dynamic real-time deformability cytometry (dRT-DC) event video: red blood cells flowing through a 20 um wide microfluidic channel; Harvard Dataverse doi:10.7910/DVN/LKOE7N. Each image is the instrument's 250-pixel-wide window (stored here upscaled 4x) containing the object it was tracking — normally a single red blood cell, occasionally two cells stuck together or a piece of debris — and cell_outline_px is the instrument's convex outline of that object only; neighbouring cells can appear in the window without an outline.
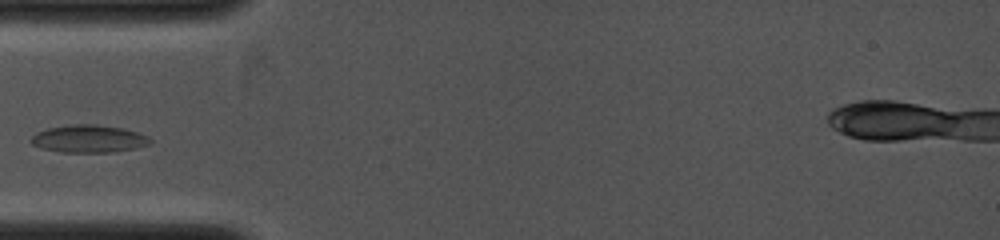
{"species": "common noctule bat (a hibernating species)", "species_latin": "Nyctalus noctula", "temperature_condition": "cold", "stored_images_in_passage": 17, "camera_frame_rate_fps": 4000, "um_per_image_px": 0.085, "animal": {"sex": "female", "body_mass_g": 19.0, "forearm_length_mm": 53.3}, "frame": {"image": 1, "passage_image": 3, "time_ms": 0.75, "image_size_px": [1000, 240], "cell_outline_px": [[152, 144], [136, 148], [112, 152], [60, 152], [40, 148], [32, 144], [28, 140], [36, 132], [48, 128], [72, 124], [96, 124], [124, 128], [148, 136], [152, 140]], "centroid_in_image_um": [7.54, 11.8], "position_along_channel_um": 77.5, "area_um2": 19.36}}
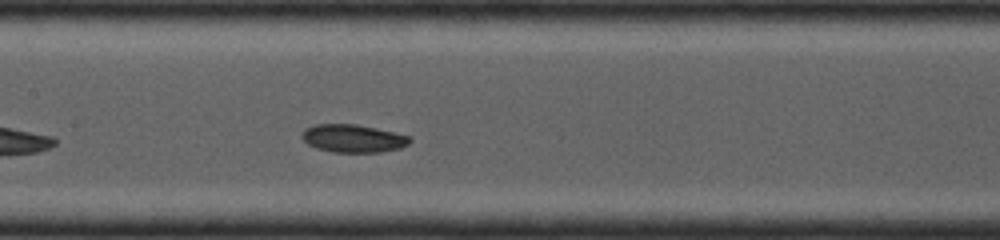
{"frame": {"image": 2, "passage_image": 9, "time_ms": 2.75, "image_size_px": [1000, 240], "cell_outline_px": [[412, 140], [408, 144], [400, 148], [380, 152], [332, 152], [316, 148], [308, 144], [300, 136], [304, 128], [316, 124], [356, 124], [396, 132], [412, 136]], "centroid_in_image_um": [30.02, 11.76], "position_along_channel_um": 177.4, "area_um2": 17.74}}
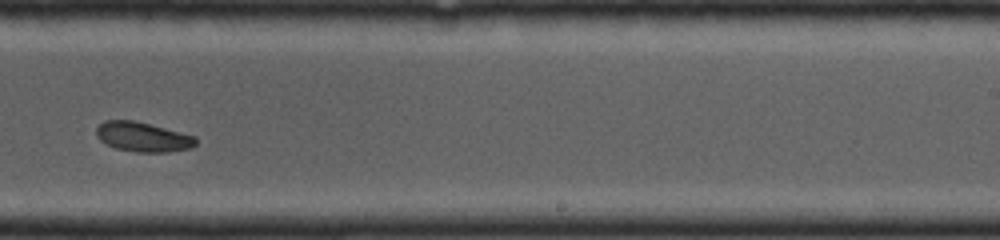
{"frame": {"image": 3, "passage_image": 15, "time_ms": 4.75, "image_size_px": [1000, 240], "cell_outline_px": [[196, 144], [188, 148], [168, 152], [136, 152], [116, 148], [100, 140], [96, 136], [96, 128], [104, 120], [132, 120], [196, 136]], "centroid_in_image_um": [12.11, 11.64], "position_along_channel_um": 276.9, "area_um2": 16.94}}